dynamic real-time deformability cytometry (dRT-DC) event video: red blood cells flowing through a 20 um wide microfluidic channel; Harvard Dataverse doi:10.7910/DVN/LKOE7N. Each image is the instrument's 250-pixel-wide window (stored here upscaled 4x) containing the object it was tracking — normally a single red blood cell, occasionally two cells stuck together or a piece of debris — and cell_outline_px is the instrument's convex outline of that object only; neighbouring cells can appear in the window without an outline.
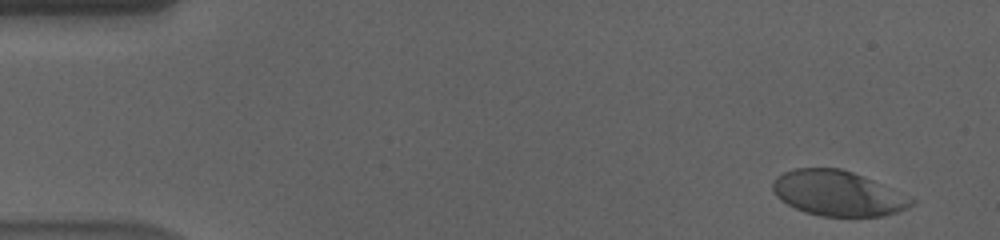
{"species": "human", "species_latin": "Homo sapiens", "temperature_condition": "cold", "stored_images_in_passage": 58, "camera_frame_rate_fps": 3000, "um_per_image_px": 0.085, "donor": {"sex": "male"}, "frame": {"image": 1, "passage_image": 4, "time_ms": 1.0, "image_size_px": [1000, 240], "cell_outline_px": [[916, 200], [908, 208], [884, 216], [820, 216], [804, 212], [780, 200], [772, 192], [772, 180], [776, 176], [792, 168], [840, 168], [864, 176]], "centroid_in_image_um": [71.16, 16.43], "position_along_channel_um": 13.8, "area_um2": 36.47}}
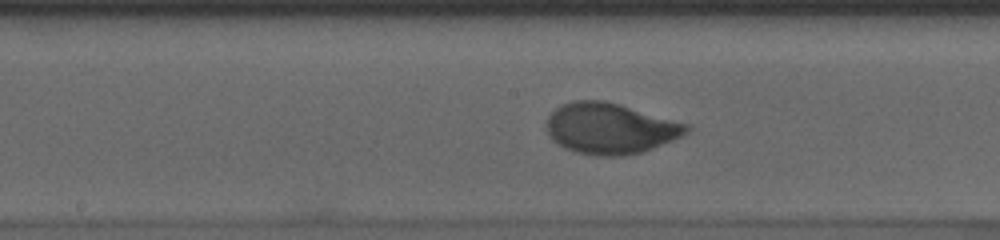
{"frame": {"image": 2, "passage_image": 30, "time_ms": 9.667, "image_size_px": [1000, 240], "cell_outline_px": [[692, 128], [688, 132], [672, 140], [652, 148], [640, 152], [620, 156], [596, 156], [576, 152], [564, 148], [552, 140], [544, 124], [548, 116], [560, 104], [572, 100], [604, 100], [620, 104], [688, 124]], "centroid_in_image_um": [51.82, 10.9], "position_along_channel_um": 196.4, "area_um2": 41.56}}
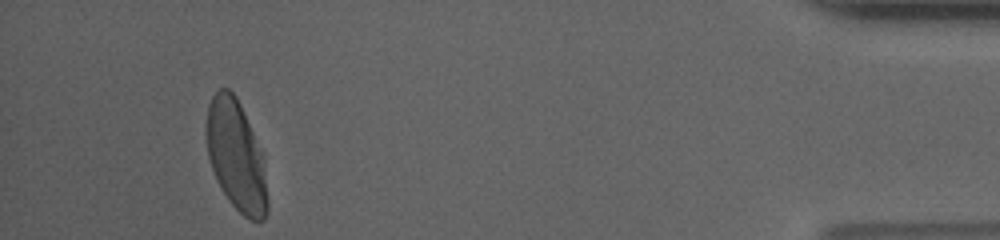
{"frame": {"image": 3, "passage_image": 54, "time_ms": 17.667, "image_size_px": [1000, 240], "cell_outline_px": [[268, 212], [264, 220], [252, 220], [244, 216], [228, 200], [212, 168], [208, 156], [208, 104], [212, 96], [220, 88], [228, 88], [236, 96], [264, 152], [268, 200]], "centroid_in_image_um": [20.14, 13.25], "position_along_channel_um": 415.1, "area_um2": 39.13}, "authors_computed_cell_mechanics": {"area_um2": 39.7664, "velocity_mm_per_s": 3.5527, "shape_relaxation_time_tau1_ms": 3.6616, "shape_relaxation_time_tau2_ms": null, "deformation_change_tau1": 0.1623, "deformation_change_tau2": null}}